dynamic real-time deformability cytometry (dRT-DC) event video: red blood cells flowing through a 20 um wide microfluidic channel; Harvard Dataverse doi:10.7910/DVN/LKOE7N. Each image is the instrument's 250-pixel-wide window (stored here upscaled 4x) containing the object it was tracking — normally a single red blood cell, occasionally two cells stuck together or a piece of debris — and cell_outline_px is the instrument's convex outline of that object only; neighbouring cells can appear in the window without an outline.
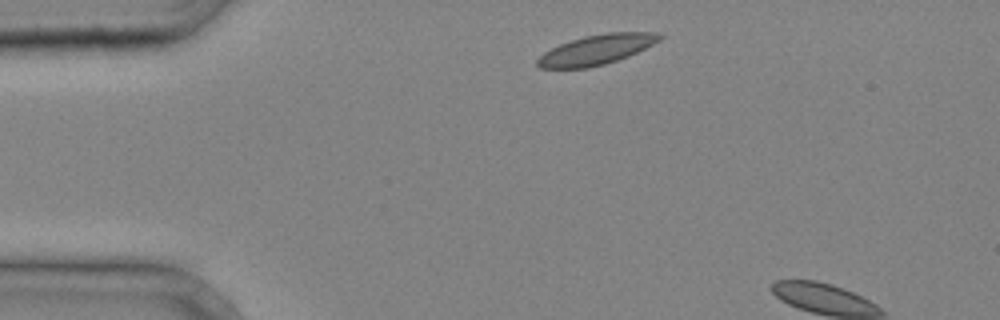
{"species": "common noctule bat (a hibernating species)", "species_latin": "Nyctalus noctula", "temperature_condition": "cold", "stored_images_in_passage": 3, "camera_frame_rate_fps": 3000, "um_per_image_px": 0.085, "animal": {"sex": "male", "body_mass_g": 20.4}, "frame": {"image": 1, "passage_image": 1, "time_ms": 0.0, "image_size_px": [1000, 320], "cell_outline_px": [[664, 36], [660, 40], [628, 56], [604, 64], [588, 68], [540, 68], [536, 64], [536, 60], [544, 52], [560, 44], [584, 36], [608, 32], [660, 32]], "centroid_in_image_um": [50.7, 4.21], "position_along_channel_um": 34.3, "area_um2": 21.1}}